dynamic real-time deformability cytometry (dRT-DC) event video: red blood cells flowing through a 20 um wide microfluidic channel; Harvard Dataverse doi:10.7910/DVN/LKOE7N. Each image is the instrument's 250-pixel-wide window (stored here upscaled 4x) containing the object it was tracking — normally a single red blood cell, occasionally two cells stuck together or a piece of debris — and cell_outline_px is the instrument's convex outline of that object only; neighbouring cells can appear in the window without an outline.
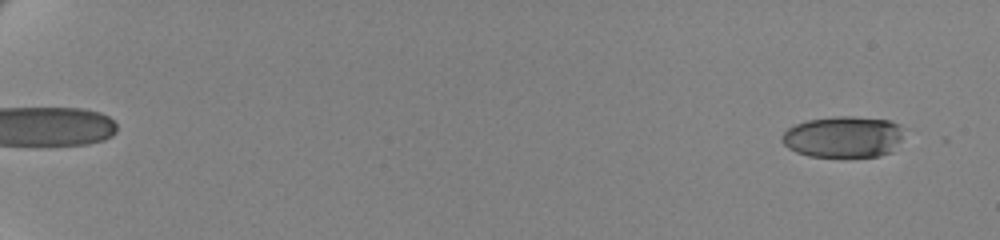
{"species": "human", "species_latin": "Homo sapiens", "temperature_condition": "cold", "stored_images_in_passage": 61, "camera_frame_rate_fps": 3000, "um_per_image_px": 0.085, "donor": {"sex": "female"}, "frame": {"image": 1, "passage_image": 3, "time_ms": 0.667, "image_size_px": [1000, 240], "cell_outline_px": [[900, 140], [892, 152], [880, 156], [808, 156], [796, 152], [788, 148], [784, 144], [784, 132], [788, 128], [796, 124], [808, 120], [840, 116], [848, 116], [888, 120], [896, 124], [900, 136]], "centroid_in_image_um": [71.65, 11.64], "position_along_channel_um": 13.4, "area_um2": 28.67}}
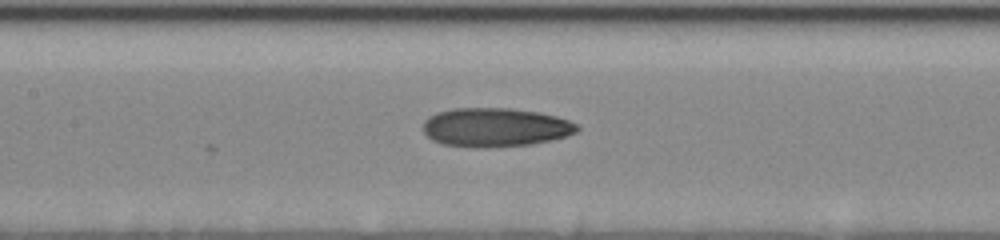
{"frame": {"image": 2, "passage_image": 33, "time_ms": 10.667, "image_size_px": [1000, 240], "cell_outline_px": [[580, 128], [576, 132], [568, 136], [552, 140], [532, 144], [488, 148], [472, 148], [444, 144], [432, 140], [424, 132], [424, 120], [428, 116], [436, 112], [452, 108], [512, 108], [540, 112], [556, 116], [580, 124]], "centroid_in_image_um": [42.12, 10.82], "position_along_channel_um": 165.3, "area_um2": 35.43}}
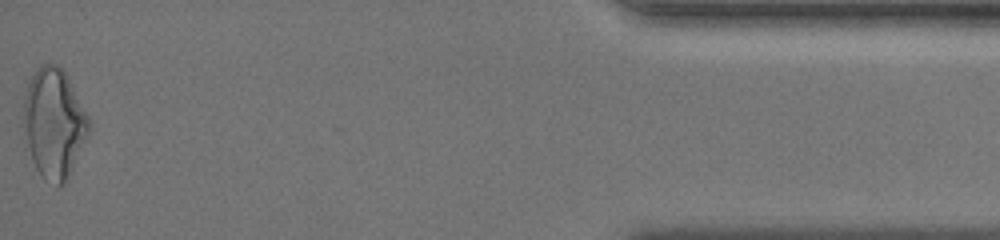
{"frame": {"image": 3, "passage_image": 61, "time_ms": 20.0, "image_size_px": [1000, 240], "cell_outline_px": [[92, 128], [64, 184], [56, 184], [44, 180], [40, 176], [24, 152], [24, 96], [28, 84], [36, 68], [40, 64], [56, 64], [64, 72], [88, 116]], "centroid_in_image_um": [4.54, 10.53], "position_along_channel_um": 430.7, "area_um2": 42.02}, "authors_computed_cell_mechanics": {"area_um2": 33.1772, "velocity_mm_per_s": 3.5144, "shape_relaxation_time_tau1_ms": 5.0392, "shape_relaxation_time_tau2_ms": 2.8283, "deformation_change_tau1": 0.1519, "deformation_change_tau2": 0.1061}}